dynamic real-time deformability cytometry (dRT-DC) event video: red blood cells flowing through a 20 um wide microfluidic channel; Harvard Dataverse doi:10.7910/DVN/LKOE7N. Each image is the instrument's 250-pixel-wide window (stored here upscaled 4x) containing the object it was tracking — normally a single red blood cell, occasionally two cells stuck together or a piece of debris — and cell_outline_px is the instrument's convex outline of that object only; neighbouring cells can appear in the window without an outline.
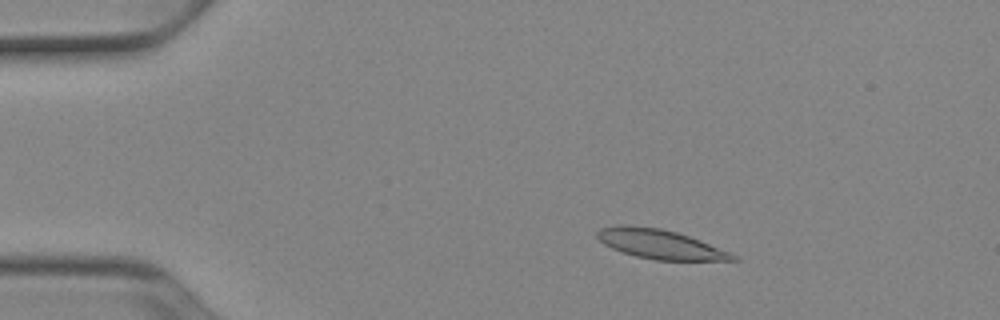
{"species": "Egyptian fruit bat (a non-hibernating species)", "species_latin": "Rousettus aegyptiacus", "temperature_condition": "cold", "stored_images_in_passage": 52, "camera_frame_rate_fps": 3000, "um_per_image_px": 0.085, "animal": {"sex": "female"}, "frame": {"image": 1, "passage_image": 9, "time_ms": 2.667, "image_size_px": [1000, 320], "cell_outline_px": [[740, 260], [656, 260], [636, 256], [612, 248], [604, 244], [596, 236], [596, 232], [600, 228], [620, 224], [624, 224], [660, 228], [676, 232], [700, 240], [740, 256]], "centroid_in_image_um": [56.11, 20.75], "position_along_channel_um": 28.9, "area_um2": 23.12}}
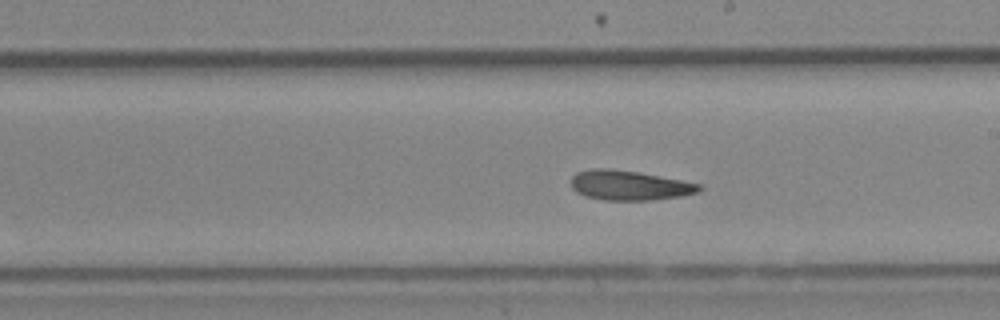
{"frame": {"image": 2, "passage_image": 30, "time_ms": 9.667, "image_size_px": [1000, 320], "cell_outline_px": [[704, 188], [696, 192], [680, 196], [652, 200], [604, 200], [584, 196], [576, 192], [572, 188], [572, 176], [576, 172], [592, 168], [608, 168], [636, 172], [680, 180], [700, 184]], "centroid_in_image_um": [53.45, 15.76], "position_along_channel_um": 235.6, "area_um2": 22.02}}
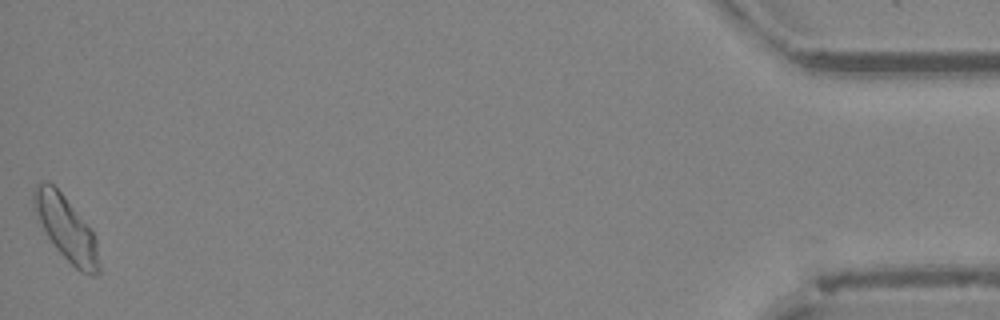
{"frame": {"image": 3, "passage_image": 52, "time_ms": 17.0, "image_size_px": [1000, 320], "cell_outline_px": [[100, 272], [96, 276], [92, 276], [80, 272], [56, 248], [36, 220], [32, 204], [32, 192], [36, 184], [44, 180], [48, 180], [64, 196], [92, 228], [96, 240], [100, 264]], "centroid_in_image_um": [5.61, 19.39], "position_along_channel_um": 429.6, "area_um2": 24.85}, "authors_computed_cell_mechanics": {"area_um2": 22.831, "velocity_mm_per_s": 3.8715, "shape_relaxation_time_tau1_ms": null, "shape_relaxation_time_tau2_ms": 4.0015, "deformation_change_tau1": null, "deformation_change_tau2": 0.1024}}